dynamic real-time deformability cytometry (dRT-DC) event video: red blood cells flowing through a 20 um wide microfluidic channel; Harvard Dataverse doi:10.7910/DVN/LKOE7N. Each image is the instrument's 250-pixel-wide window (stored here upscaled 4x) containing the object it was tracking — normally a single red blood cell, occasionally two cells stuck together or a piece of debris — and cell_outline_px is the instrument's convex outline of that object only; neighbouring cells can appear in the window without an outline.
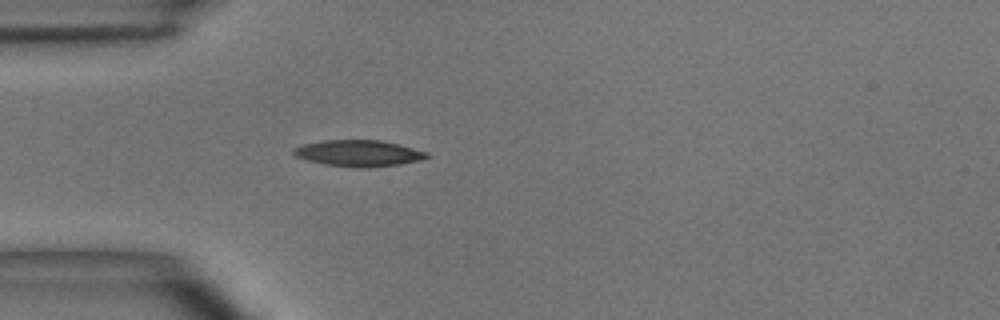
{"species": "common noctule bat (a hibernating species)", "species_latin": "Nyctalus noctula", "temperature_condition": "room temperature", "stored_images_in_passage": 37, "camera_frame_rate_fps": 3000, "um_per_image_px": 0.085, "animal": {"sex": "male", "body_mass_g": 15.6}, "frame": {"image": 1, "passage_image": 1, "time_ms": 0.0, "image_size_px": [1000, 320], "cell_outline_px": [[432, 156], [424, 160], [368, 168], [360, 168], [324, 164], [308, 160], [296, 156], [292, 152], [292, 148], [304, 144], [324, 140], [380, 140], [428, 152]], "centroid_in_image_um": [30.5, 13.03], "position_along_channel_um": 54.5, "area_um2": 20.35}}
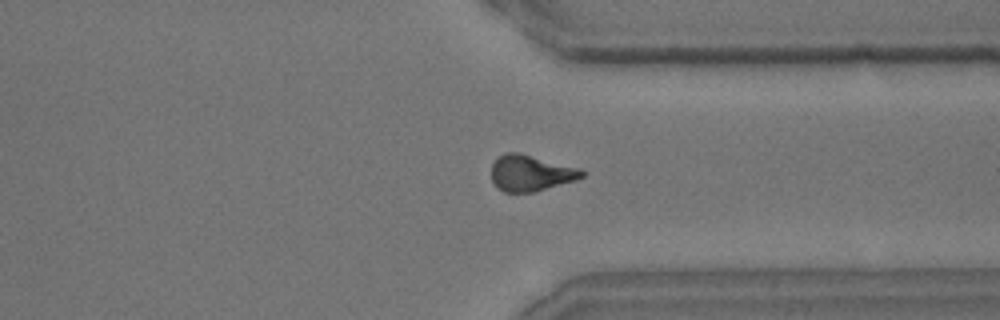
{"frame": {"image": 2, "passage_image": 25, "time_ms": 8.0, "image_size_px": [1000, 320], "cell_outline_px": [[584, 176], [576, 180], [532, 192], [504, 192], [496, 188], [492, 180], [492, 164], [500, 156], [508, 152], [516, 152], [580, 168], [584, 172]], "centroid_in_image_um": [45.1, 14.72], "position_along_channel_um": 366.3, "area_um2": 18.73}}
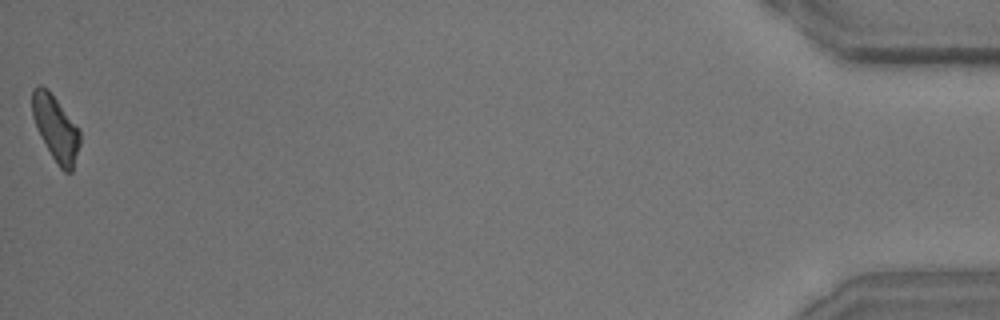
{"frame": {"image": 3, "passage_image": 37, "time_ms": 12.0, "image_size_px": [1000, 320], "cell_outline_px": [[80, 144], [72, 172], [64, 172], [60, 168], [52, 156], [40, 136], [36, 128], [32, 116], [32, 88], [40, 84], [48, 88], [80, 128]], "centroid_in_image_um": [4.74, 10.86], "position_along_channel_um": 430.5, "area_um2": 18.44}, "authors_computed_cell_mechanics": {"area_um2": 19.0162, "velocity_mm_per_s": 3.9663, "shape_relaxation_time_tau1_ms": 4.8654, "shape_relaxation_time_tau2_ms": 3.4728, "deformation_change_tau1": 0.1684, "deformation_change_tau2": 0.1216}}